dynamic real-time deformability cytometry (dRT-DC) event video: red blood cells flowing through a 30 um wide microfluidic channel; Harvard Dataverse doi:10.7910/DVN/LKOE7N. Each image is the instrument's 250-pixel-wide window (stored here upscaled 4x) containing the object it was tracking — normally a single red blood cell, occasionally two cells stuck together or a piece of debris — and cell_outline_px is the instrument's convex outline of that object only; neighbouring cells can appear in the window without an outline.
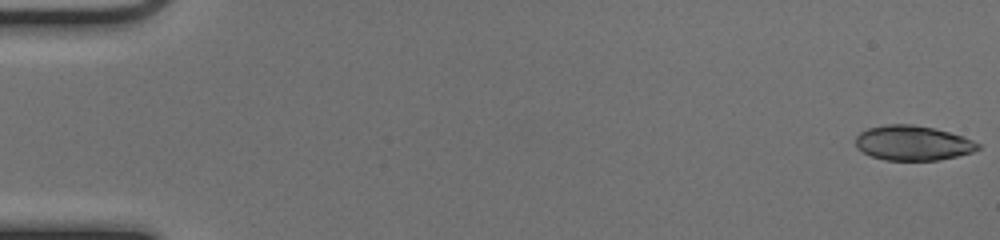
{"species": "common noctule bat (a hibernating species)", "species_latin": "Nyctalus noctula", "temperature_condition": "cold", "stored_images_in_passage": 52, "segment_of_instrument_passage": [1, 2], "camera_frame_rate_fps": 3000, "um_per_image_px": 0.085, "animal": {"sex": "female", "body_mass_g": 17.0, "forearm_length_mm": 48.0}, "frame": {"image": 1, "passage_image": 1, "time_ms": 0.0, "image_size_px": [1000, 240], "cell_outline_px": [[980, 148], [972, 152], [940, 160], [884, 160], [872, 156], [856, 148], [856, 136], [860, 132], [868, 128], [888, 124], [912, 124], [932, 128], [964, 136], [980, 144]], "centroid_in_image_um": [77.58, 12.16], "position_along_channel_um": 7.4, "area_um2": 24.74}}
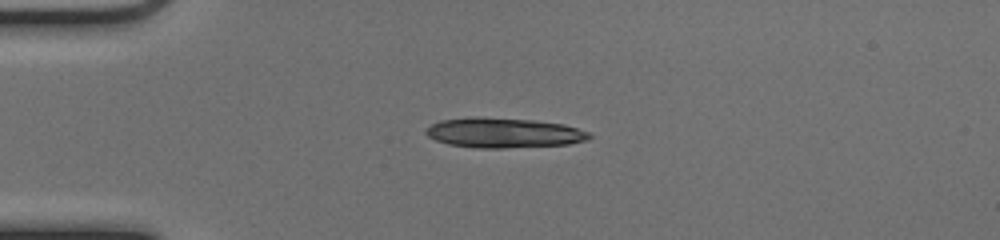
{"frame": {"image": 2, "passage_image": 14, "time_ms": 4.333, "image_size_px": [1000, 240], "cell_outline_px": [[592, 136], [588, 140], [568, 144], [504, 148], [476, 148], [448, 144], [436, 140], [428, 136], [424, 132], [424, 128], [440, 120], [476, 116], [484, 116], [532, 120], [564, 124], [588, 132]], "centroid_in_image_um": [42.77, 11.28], "position_along_channel_um": 42.2, "area_um2": 28.73}}